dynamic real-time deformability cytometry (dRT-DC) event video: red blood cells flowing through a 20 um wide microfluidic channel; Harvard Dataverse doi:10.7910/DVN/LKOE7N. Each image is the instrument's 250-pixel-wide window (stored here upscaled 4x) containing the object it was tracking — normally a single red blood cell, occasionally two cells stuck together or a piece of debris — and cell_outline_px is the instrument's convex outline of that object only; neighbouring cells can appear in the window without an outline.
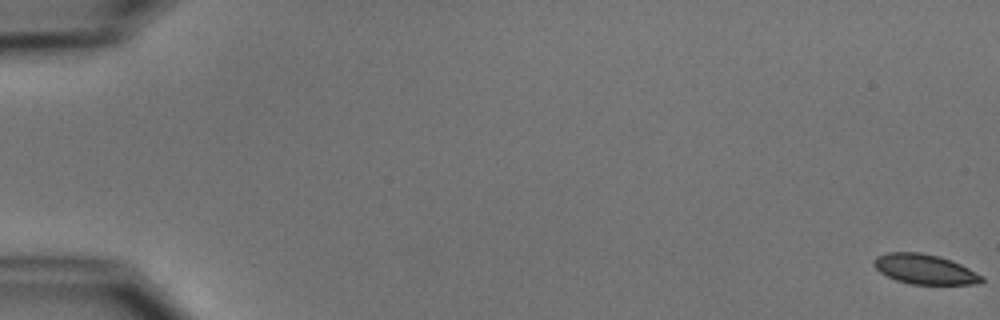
{"species": "common noctule bat (a hibernating species)", "species_latin": "Nyctalus noctula", "temperature_condition": "cold", "stored_images_in_passage": 10, "camera_frame_rate_fps": 3000, "um_per_image_px": 0.085, "animal": {"sex": "male", "body_mass_g": 15.6}, "frame": {"image": 1, "passage_image": 1, "time_ms": 0.0, "image_size_px": [1000, 320], "cell_outline_px": [[984, 280], [980, 284], [912, 284], [896, 280], [880, 272], [872, 264], [872, 260], [876, 256], [888, 252], [920, 252], [940, 256], [960, 264], [984, 276]], "centroid_in_image_um": [78.6, 22.87], "position_along_channel_um": 6.4, "area_um2": 18.84}}
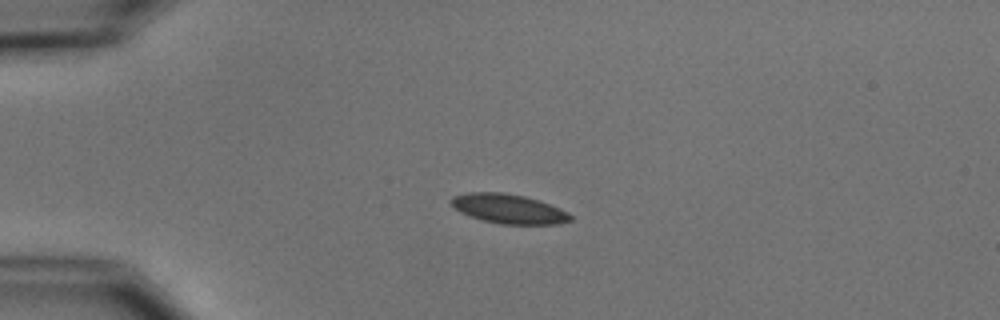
{"frame": {"image": 2, "passage_image": 5, "time_ms": 4.667, "image_size_px": [1000, 320], "cell_outline_px": [[572, 220], [560, 224], [504, 224], [484, 220], [460, 212], [448, 200], [452, 196], [468, 192], [504, 192], [524, 196], [560, 208], [568, 212], [572, 216]], "centroid_in_image_um": [43.24, 17.74], "position_along_channel_um": 41.8, "area_um2": 20.29}}
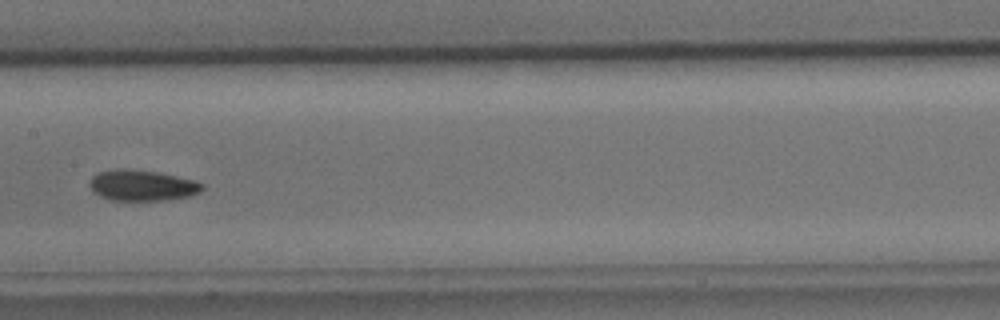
{"frame": {"image": 3, "passage_image": 9, "time_ms": 9.667, "image_size_px": [1000, 320], "cell_outline_px": [[204, 188], [200, 192], [188, 196], [164, 200], [112, 200], [100, 196], [88, 184], [92, 176], [100, 172], [116, 168], [132, 168], [160, 172], [196, 180], [204, 184]], "centroid_in_image_um": [12.11, 15.73], "position_along_channel_um": 195.3, "area_um2": 20.4}}